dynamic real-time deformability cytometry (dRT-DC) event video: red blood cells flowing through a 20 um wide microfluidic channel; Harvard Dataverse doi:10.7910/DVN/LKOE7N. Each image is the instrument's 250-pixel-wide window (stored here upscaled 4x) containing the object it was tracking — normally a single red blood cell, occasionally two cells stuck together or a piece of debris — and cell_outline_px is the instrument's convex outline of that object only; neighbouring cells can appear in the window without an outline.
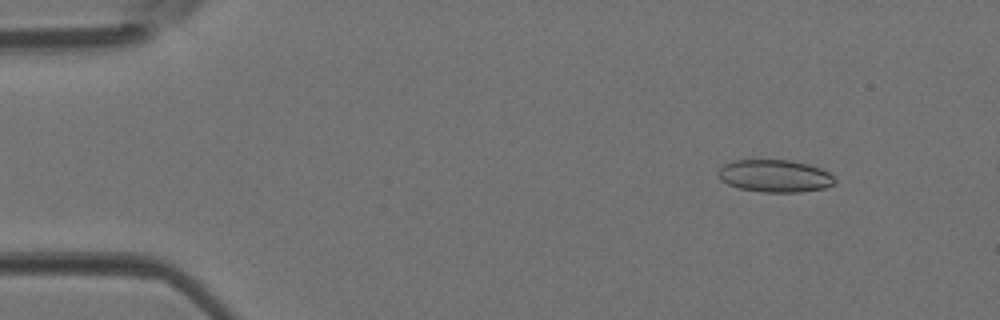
{"species": "Egyptian fruit bat (a non-hibernating species)", "species_latin": "Rousettus aegyptiacus", "temperature_condition": "room temperature", "stored_images_in_passage": 10, "camera_frame_rate_fps": 3000, "um_per_image_px": 0.085, "animal": {"sex": "female"}, "frame": {"image": 1, "passage_image": 5, "time_ms": 1.333, "image_size_px": [1000, 320], "cell_outline_px": [[836, 184], [824, 188], [800, 192], [764, 192], [740, 188], [728, 184], [720, 180], [716, 176], [716, 172], [724, 164], [732, 160], [792, 160], [808, 164], [820, 168], [836, 176]], "centroid_in_image_um": [65.87, 14.95], "position_along_channel_um": 19.1, "area_um2": 22.31}}